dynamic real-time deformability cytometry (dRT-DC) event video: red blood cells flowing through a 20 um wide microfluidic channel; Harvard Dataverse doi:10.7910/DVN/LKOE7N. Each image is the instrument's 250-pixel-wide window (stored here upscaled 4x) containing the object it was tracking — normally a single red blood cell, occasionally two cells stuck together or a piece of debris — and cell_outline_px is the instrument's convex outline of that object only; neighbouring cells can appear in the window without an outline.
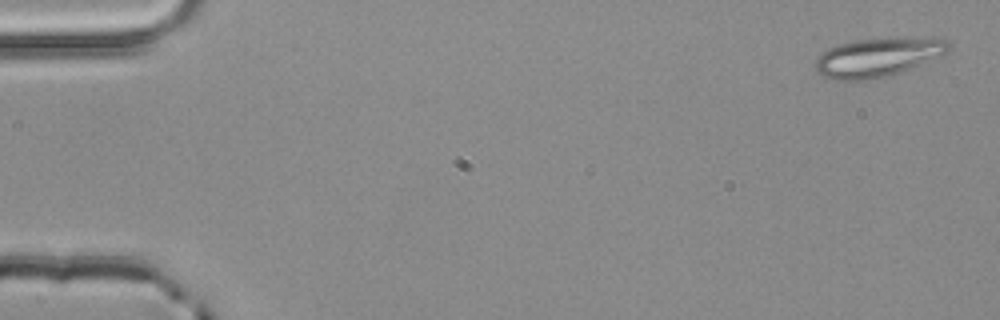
{"species": "common noctule bat (a hibernating species)", "species_latin": "Nyctalus noctula", "temperature_condition": "room temperature", "stored_images_in_passage": 4, "camera_frame_rate_fps": 3000, "um_per_image_px": 0.085, "animal": {"sex": "male", "body_mass_g": 20.4}, "frame": {"image": 1, "passage_image": 1, "time_ms": 0.0, "image_size_px": [1000, 320], "cell_outline_px": [[952, 44], [948, 52], [940, 56], [912, 68], [888, 76], [868, 80], [832, 80], [816, 72], [816, 60], [828, 48], [836, 44], [856, 40], [916, 36], [932, 36], [944, 40]], "centroid_in_image_um": [74.67, 4.85], "position_along_channel_um": 10.3, "area_um2": 30.63}}
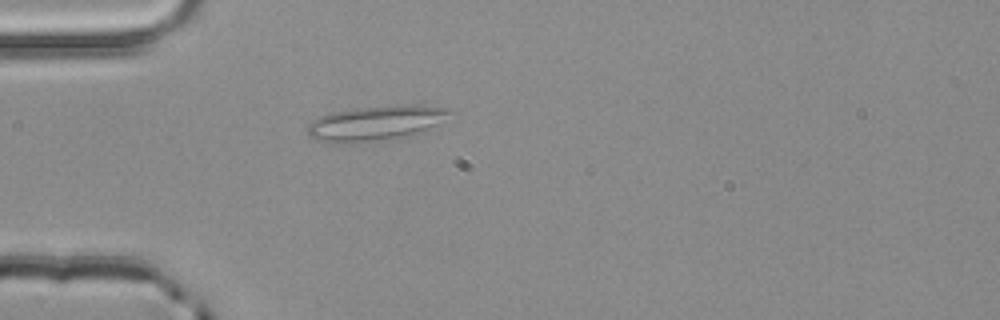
{"frame": {"image": 2, "passage_image": 4, "time_ms": 1.0, "image_size_px": [1000, 320], "cell_outline_px": [[452, 112], [436, 124], [424, 132], [416, 136], [384, 140], [332, 144], [316, 140], [308, 136], [308, 124], [312, 120], [328, 112], [360, 108], [400, 104], [420, 104], [448, 108]], "centroid_in_image_um": [31.93, 10.47], "position_along_channel_um": 53.1, "area_um2": 29.48}}